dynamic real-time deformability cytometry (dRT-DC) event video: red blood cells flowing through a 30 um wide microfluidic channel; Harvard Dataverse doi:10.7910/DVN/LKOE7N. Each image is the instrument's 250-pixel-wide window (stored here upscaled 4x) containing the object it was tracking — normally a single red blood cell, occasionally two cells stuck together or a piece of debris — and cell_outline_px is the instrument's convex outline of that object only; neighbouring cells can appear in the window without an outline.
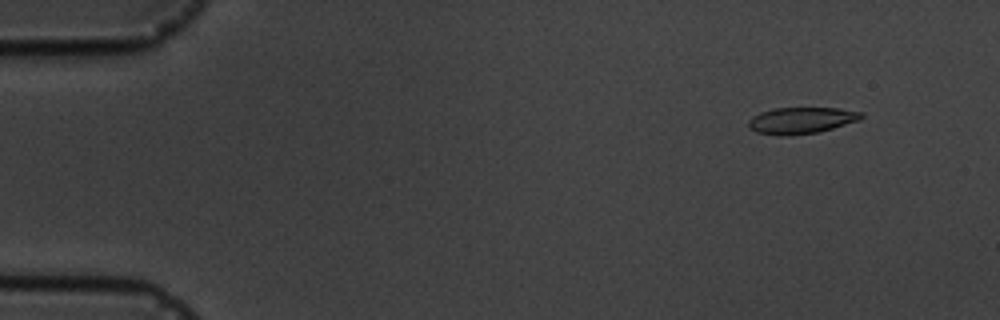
{"species": "common noctule bat (a hibernating species)", "species_latin": "Nyctalus noctula", "temperature_condition": "cold", "stored_images_in_passage": 5, "camera_frame_rate_fps": 3000, "um_per_image_px": 0.085, "animal": {"sex": "male", "body_mass_g": 19.5, "forearm_length_mm": 54.6}, "frame": {"image": 1, "passage_image": 2, "time_ms": 1.333, "image_size_px": [1000, 320], "cell_outline_px": [[864, 116], [860, 120], [820, 132], [788, 136], [780, 136], [756, 132], [748, 128], [748, 120], [752, 116], [760, 112], [772, 108], [840, 108], [864, 112]], "centroid_in_image_um": [68.11, 10.24], "position_along_channel_um": 16.9, "area_um2": 17.74}}
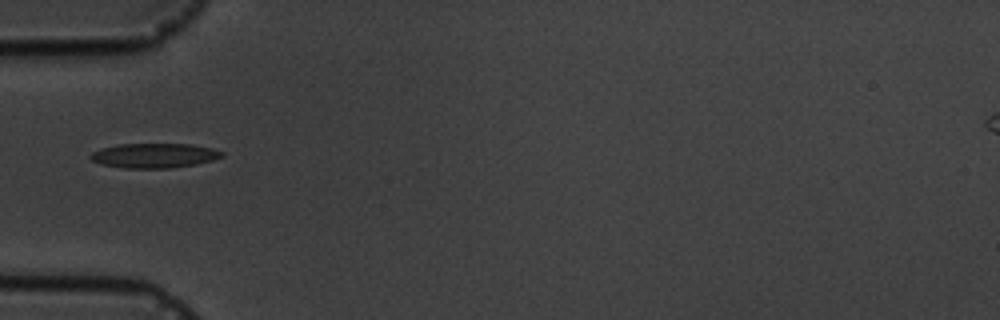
{"frame": {"image": 2, "passage_image": 5, "time_ms": 5.667, "image_size_px": [1000, 320], "cell_outline_px": [[224, 156], [212, 160], [196, 164], [168, 168], [124, 168], [100, 164], [92, 160], [88, 156], [92, 152], [100, 148], [120, 144], [192, 144], [212, 148], [224, 152]], "centroid_in_image_um": [13.1, 13.22], "position_along_channel_um": 71.9, "area_um2": 18.9}}